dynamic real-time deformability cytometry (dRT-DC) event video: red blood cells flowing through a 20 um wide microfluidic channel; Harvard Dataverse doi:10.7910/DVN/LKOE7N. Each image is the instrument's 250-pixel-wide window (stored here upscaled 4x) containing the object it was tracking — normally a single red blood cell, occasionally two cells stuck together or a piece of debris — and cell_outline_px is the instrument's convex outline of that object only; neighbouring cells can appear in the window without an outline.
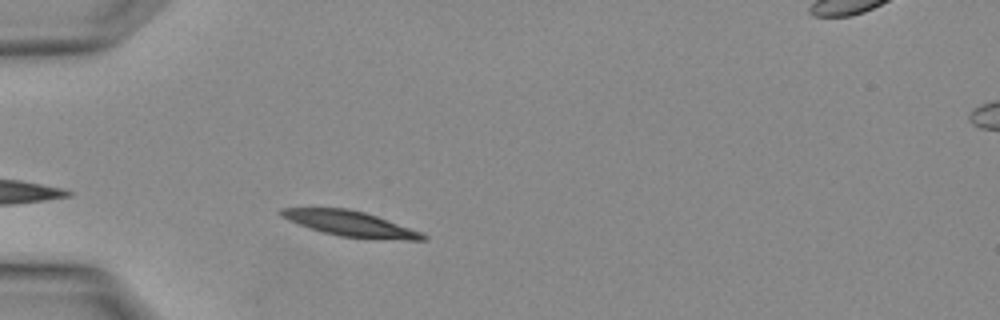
{"species": "Egyptian fruit bat (a non-hibernating species)", "species_latin": "Rousettus aegyptiacus", "temperature_condition": "warm", "stored_images_in_passage": 3, "segment_of_instrument_passage": [1, 2], "camera_frame_rate_fps": 3000, "um_per_image_px": 0.085, "animal": {"sex": "female"}, "frame": {"image": 1, "passage_image": 2, "time_ms": 0.333, "image_size_px": [1000, 320], "cell_outline_px": [[428, 240], [408, 240], [340, 236], [308, 228], [288, 220], [280, 216], [280, 208], [348, 208], [364, 212], [376, 216], [420, 232], [428, 236]], "centroid_in_image_um": [29.74, 19.0], "position_along_channel_um": 55.3, "area_um2": 20.46}}